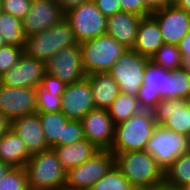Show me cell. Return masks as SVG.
I'll use <instances>...</instances> for the list:
<instances>
[{
  "label": "cell",
  "instance_id": "1",
  "mask_svg": "<svg viewBox=\"0 0 190 190\" xmlns=\"http://www.w3.org/2000/svg\"><path fill=\"white\" fill-rule=\"evenodd\" d=\"M114 164L134 190H152L164 182V170L146 150L118 153Z\"/></svg>",
  "mask_w": 190,
  "mask_h": 190
},
{
  "label": "cell",
  "instance_id": "2",
  "mask_svg": "<svg viewBox=\"0 0 190 190\" xmlns=\"http://www.w3.org/2000/svg\"><path fill=\"white\" fill-rule=\"evenodd\" d=\"M156 127L153 112L141 110L115 125L114 140L109 150L114 155L130 151H143Z\"/></svg>",
  "mask_w": 190,
  "mask_h": 190
},
{
  "label": "cell",
  "instance_id": "3",
  "mask_svg": "<svg viewBox=\"0 0 190 190\" xmlns=\"http://www.w3.org/2000/svg\"><path fill=\"white\" fill-rule=\"evenodd\" d=\"M29 187L38 190H64L67 171L53 148L33 154L25 166Z\"/></svg>",
  "mask_w": 190,
  "mask_h": 190
},
{
  "label": "cell",
  "instance_id": "4",
  "mask_svg": "<svg viewBox=\"0 0 190 190\" xmlns=\"http://www.w3.org/2000/svg\"><path fill=\"white\" fill-rule=\"evenodd\" d=\"M77 43L69 21L64 18L47 30L26 36L24 53L46 62L62 48Z\"/></svg>",
  "mask_w": 190,
  "mask_h": 190
},
{
  "label": "cell",
  "instance_id": "5",
  "mask_svg": "<svg viewBox=\"0 0 190 190\" xmlns=\"http://www.w3.org/2000/svg\"><path fill=\"white\" fill-rule=\"evenodd\" d=\"M80 48L87 75L109 72L119 57L129 49L107 34L80 43Z\"/></svg>",
  "mask_w": 190,
  "mask_h": 190
},
{
  "label": "cell",
  "instance_id": "6",
  "mask_svg": "<svg viewBox=\"0 0 190 190\" xmlns=\"http://www.w3.org/2000/svg\"><path fill=\"white\" fill-rule=\"evenodd\" d=\"M47 80L59 85L79 82L86 78L80 43L65 47L45 62Z\"/></svg>",
  "mask_w": 190,
  "mask_h": 190
},
{
  "label": "cell",
  "instance_id": "7",
  "mask_svg": "<svg viewBox=\"0 0 190 190\" xmlns=\"http://www.w3.org/2000/svg\"><path fill=\"white\" fill-rule=\"evenodd\" d=\"M113 165L114 154L109 149H100L86 162L67 171L64 190H90Z\"/></svg>",
  "mask_w": 190,
  "mask_h": 190
},
{
  "label": "cell",
  "instance_id": "8",
  "mask_svg": "<svg viewBox=\"0 0 190 190\" xmlns=\"http://www.w3.org/2000/svg\"><path fill=\"white\" fill-rule=\"evenodd\" d=\"M65 18L78 43L106 34L107 17L97 9L93 0L69 9L65 12Z\"/></svg>",
  "mask_w": 190,
  "mask_h": 190
},
{
  "label": "cell",
  "instance_id": "9",
  "mask_svg": "<svg viewBox=\"0 0 190 190\" xmlns=\"http://www.w3.org/2000/svg\"><path fill=\"white\" fill-rule=\"evenodd\" d=\"M149 60L150 58L132 49H128L119 57L109 74L117 82L121 92L137 96L143 85L144 72Z\"/></svg>",
  "mask_w": 190,
  "mask_h": 190
},
{
  "label": "cell",
  "instance_id": "10",
  "mask_svg": "<svg viewBox=\"0 0 190 190\" xmlns=\"http://www.w3.org/2000/svg\"><path fill=\"white\" fill-rule=\"evenodd\" d=\"M145 150L153 155L165 171L181 154L190 151V137L157 125Z\"/></svg>",
  "mask_w": 190,
  "mask_h": 190
},
{
  "label": "cell",
  "instance_id": "11",
  "mask_svg": "<svg viewBox=\"0 0 190 190\" xmlns=\"http://www.w3.org/2000/svg\"><path fill=\"white\" fill-rule=\"evenodd\" d=\"M152 112L157 125L190 137V103L188 100L162 98Z\"/></svg>",
  "mask_w": 190,
  "mask_h": 190
},
{
  "label": "cell",
  "instance_id": "12",
  "mask_svg": "<svg viewBox=\"0 0 190 190\" xmlns=\"http://www.w3.org/2000/svg\"><path fill=\"white\" fill-rule=\"evenodd\" d=\"M46 80L45 62L28 57L25 53L9 71L0 76V84L9 87L37 89Z\"/></svg>",
  "mask_w": 190,
  "mask_h": 190
},
{
  "label": "cell",
  "instance_id": "13",
  "mask_svg": "<svg viewBox=\"0 0 190 190\" xmlns=\"http://www.w3.org/2000/svg\"><path fill=\"white\" fill-rule=\"evenodd\" d=\"M95 109L92 90L85 78L79 82L63 85L61 94V112L70 120H82Z\"/></svg>",
  "mask_w": 190,
  "mask_h": 190
},
{
  "label": "cell",
  "instance_id": "14",
  "mask_svg": "<svg viewBox=\"0 0 190 190\" xmlns=\"http://www.w3.org/2000/svg\"><path fill=\"white\" fill-rule=\"evenodd\" d=\"M0 111L10 120L37 113L36 89L0 84Z\"/></svg>",
  "mask_w": 190,
  "mask_h": 190
},
{
  "label": "cell",
  "instance_id": "15",
  "mask_svg": "<svg viewBox=\"0 0 190 190\" xmlns=\"http://www.w3.org/2000/svg\"><path fill=\"white\" fill-rule=\"evenodd\" d=\"M65 18V12L54 0H31L29 12L22 20L25 36L42 32Z\"/></svg>",
  "mask_w": 190,
  "mask_h": 190
},
{
  "label": "cell",
  "instance_id": "16",
  "mask_svg": "<svg viewBox=\"0 0 190 190\" xmlns=\"http://www.w3.org/2000/svg\"><path fill=\"white\" fill-rule=\"evenodd\" d=\"M151 16L160 27L164 44L177 45L190 31V14L175 3L151 13Z\"/></svg>",
  "mask_w": 190,
  "mask_h": 190
},
{
  "label": "cell",
  "instance_id": "17",
  "mask_svg": "<svg viewBox=\"0 0 190 190\" xmlns=\"http://www.w3.org/2000/svg\"><path fill=\"white\" fill-rule=\"evenodd\" d=\"M167 70L149 60L144 72L143 85L137 93L139 107L153 110L158 102L166 99Z\"/></svg>",
  "mask_w": 190,
  "mask_h": 190
},
{
  "label": "cell",
  "instance_id": "18",
  "mask_svg": "<svg viewBox=\"0 0 190 190\" xmlns=\"http://www.w3.org/2000/svg\"><path fill=\"white\" fill-rule=\"evenodd\" d=\"M84 136L99 149H110L115 132L107 109L95 108L90 110L81 120Z\"/></svg>",
  "mask_w": 190,
  "mask_h": 190
},
{
  "label": "cell",
  "instance_id": "19",
  "mask_svg": "<svg viewBox=\"0 0 190 190\" xmlns=\"http://www.w3.org/2000/svg\"><path fill=\"white\" fill-rule=\"evenodd\" d=\"M10 129L20 136L31 155L49 149L38 113L11 120Z\"/></svg>",
  "mask_w": 190,
  "mask_h": 190
},
{
  "label": "cell",
  "instance_id": "20",
  "mask_svg": "<svg viewBox=\"0 0 190 190\" xmlns=\"http://www.w3.org/2000/svg\"><path fill=\"white\" fill-rule=\"evenodd\" d=\"M142 16L124 11L107 17L106 34L132 49L137 38L138 27Z\"/></svg>",
  "mask_w": 190,
  "mask_h": 190
},
{
  "label": "cell",
  "instance_id": "21",
  "mask_svg": "<svg viewBox=\"0 0 190 190\" xmlns=\"http://www.w3.org/2000/svg\"><path fill=\"white\" fill-rule=\"evenodd\" d=\"M163 44L164 41L157 21L151 15L142 17L132 50L150 58Z\"/></svg>",
  "mask_w": 190,
  "mask_h": 190
},
{
  "label": "cell",
  "instance_id": "22",
  "mask_svg": "<svg viewBox=\"0 0 190 190\" xmlns=\"http://www.w3.org/2000/svg\"><path fill=\"white\" fill-rule=\"evenodd\" d=\"M53 150L62 167L68 171L86 162L100 149L94 143L84 138L69 145L54 146Z\"/></svg>",
  "mask_w": 190,
  "mask_h": 190
},
{
  "label": "cell",
  "instance_id": "23",
  "mask_svg": "<svg viewBox=\"0 0 190 190\" xmlns=\"http://www.w3.org/2000/svg\"><path fill=\"white\" fill-rule=\"evenodd\" d=\"M95 108L107 109L120 93L117 82L109 72L88 74Z\"/></svg>",
  "mask_w": 190,
  "mask_h": 190
},
{
  "label": "cell",
  "instance_id": "24",
  "mask_svg": "<svg viewBox=\"0 0 190 190\" xmlns=\"http://www.w3.org/2000/svg\"><path fill=\"white\" fill-rule=\"evenodd\" d=\"M24 141L14 131L9 129L0 138V161L11 167L25 168L31 158Z\"/></svg>",
  "mask_w": 190,
  "mask_h": 190
},
{
  "label": "cell",
  "instance_id": "25",
  "mask_svg": "<svg viewBox=\"0 0 190 190\" xmlns=\"http://www.w3.org/2000/svg\"><path fill=\"white\" fill-rule=\"evenodd\" d=\"M63 85L46 80L36 89L37 113L61 111V94Z\"/></svg>",
  "mask_w": 190,
  "mask_h": 190
},
{
  "label": "cell",
  "instance_id": "26",
  "mask_svg": "<svg viewBox=\"0 0 190 190\" xmlns=\"http://www.w3.org/2000/svg\"><path fill=\"white\" fill-rule=\"evenodd\" d=\"M183 98L190 101V71L184 66L167 70L166 99Z\"/></svg>",
  "mask_w": 190,
  "mask_h": 190
},
{
  "label": "cell",
  "instance_id": "27",
  "mask_svg": "<svg viewBox=\"0 0 190 190\" xmlns=\"http://www.w3.org/2000/svg\"><path fill=\"white\" fill-rule=\"evenodd\" d=\"M164 182L178 188L190 184V151L181 154L165 169Z\"/></svg>",
  "mask_w": 190,
  "mask_h": 190
},
{
  "label": "cell",
  "instance_id": "28",
  "mask_svg": "<svg viewBox=\"0 0 190 190\" xmlns=\"http://www.w3.org/2000/svg\"><path fill=\"white\" fill-rule=\"evenodd\" d=\"M49 148L59 146L62 139L63 126L70 120L61 111L52 113H38Z\"/></svg>",
  "mask_w": 190,
  "mask_h": 190
},
{
  "label": "cell",
  "instance_id": "29",
  "mask_svg": "<svg viewBox=\"0 0 190 190\" xmlns=\"http://www.w3.org/2000/svg\"><path fill=\"white\" fill-rule=\"evenodd\" d=\"M107 110L113 123L116 125L139 113L142 109L139 107L136 96L120 91L118 97Z\"/></svg>",
  "mask_w": 190,
  "mask_h": 190
},
{
  "label": "cell",
  "instance_id": "30",
  "mask_svg": "<svg viewBox=\"0 0 190 190\" xmlns=\"http://www.w3.org/2000/svg\"><path fill=\"white\" fill-rule=\"evenodd\" d=\"M0 33L6 45L25 47L26 36L21 19L2 13L0 15Z\"/></svg>",
  "mask_w": 190,
  "mask_h": 190
},
{
  "label": "cell",
  "instance_id": "31",
  "mask_svg": "<svg viewBox=\"0 0 190 190\" xmlns=\"http://www.w3.org/2000/svg\"><path fill=\"white\" fill-rule=\"evenodd\" d=\"M150 61L166 70H175L184 66V59L177 45L163 44L151 57Z\"/></svg>",
  "mask_w": 190,
  "mask_h": 190
},
{
  "label": "cell",
  "instance_id": "32",
  "mask_svg": "<svg viewBox=\"0 0 190 190\" xmlns=\"http://www.w3.org/2000/svg\"><path fill=\"white\" fill-rule=\"evenodd\" d=\"M90 190H134L127 178L114 164Z\"/></svg>",
  "mask_w": 190,
  "mask_h": 190
},
{
  "label": "cell",
  "instance_id": "33",
  "mask_svg": "<svg viewBox=\"0 0 190 190\" xmlns=\"http://www.w3.org/2000/svg\"><path fill=\"white\" fill-rule=\"evenodd\" d=\"M29 187L26 169L12 167L0 180V190H26Z\"/></svg>",
  "mask_w": 190,
  "mask_h": 190
},
{
  "label": "cell",
  "instance_id": "34",
  "mask_svg": "<svg viewBox=\"0 0 190 190\" xmlns=\"http://www.w3.org/2000/svg\"><path fill=\"white\" fill-rule=\"evenodd\" d=\"M24 54V47L5 45L0 48V76L9 71Z\"/></svg>",
  "mask_w": 190,
  "mask_h": 190
},
{
  "label": "cell",
  "instance_id": "35",
  "mask_svg": "<svg viewBox=\"0 0 190 190\" xmlns=\"http://www.w3.org/2000/svg\"><path fill=\"white\" fill-rule=\"evenodd\" d=\"M84 131L80 120H69L63 126L62 139H59V146L69 145L84 139Z\"/></svg>",
  "mask_w": 190,
  "mask_h": 190
},
{
  "label": "cell",
  "instance_id": "36",
  "mask_svg": "<svg viewBox=\"0 0 190 190\" xmlns=\"http://www.w3.org/2000/svg\"><path fill=\"white\" fill-rule=\"evenodd\" d=\"M3 13L23 20L29 12L31 0H1Z\"/></svg>",
  "mask_w": 190,
  "mask_h": 190
},
{
  "label": "cell",
  "instance_id": "37",
  "mask_svg": "<svg viewBox=\"0 0 190 190\" xmlns=\"http://www.w3.org/2000/svg\"><path fill=\"white\" fill-rule=\"evenodd\" d=\"M121 11L147 17L151 12L144 6L143 0H119Z\"/></svg>",
  "mask_w": 190,
  "mask_h": 190
},
{
  "label": "cell",
  "instance_id": "38",
  "mask_svg": "<svg viewBox=\"0 0 190 190\" xmlns=\"http://www.w3.org/2000/svg\"><path fill=\"white\" fill-rule=\"evenodd\" d=\"M97 9L106 17L121 12L119 0H93Z\"/></svg>",
  "mask_w": 190,
  "mask_h": 190
},
{
  "label": "cell",
  "instance_id": "39",
  "mask_svg": "<svg viewBox=\"0 0 190 190\" xmlns=\"http://www.w3.org/2000/svg\"><path fill=\"white\" fill-rule=\"evenodd\" d=\"M144 6L151 12L161 10L173 3V0H143Z\"/></svg>",
  "mask_w": 190,
  "mask_h": 190
},
{
  "label": "cell",
  "instance_id": "40",
  "mask_svg": "<svg viewBox=\"0 0 190 190\" xmlns=\"http://www.w3.org/2000/svg\"><path fill=\"white\" fill-rule=\"evenodd\" d=\"M177 47L184 60L190 56V31L177 44Z\"/></svg>",
  "mask_w": 190,
  "mask_h": 190
},
{
  "label": "cell",
  "instance_id": "41",
  "mask_svg": "<svg viewBox=\"0 0 190 190\" xmlns=\"http://www.w3.org/2000/svg\"><path fill=\"white\" fill-rule=\"evenodd\" d=\"M64 12L79 6L82 3L88 2L89 0H54Z\"/></svg>",
  "mask_w": 190,
  "mask_h": 190
},
{
  "label": "cell",
  "instance_id": "42",
  "mask_svg": "<svg viewBox=\"0 0 190 190\" xmlns=\"http://www.w3.org/2000/svg\"><path fill=\"white\" fill-rule=\"evenodd\" d=\"M11 120L0 111V138L10 129Z\"/></svg>",
  "mask_w": 190,
  "mask_h": 190
},
{
  "label": "cell",
  "instance_id": "43",
  "mask_svg": "<svg viewBox=\"0 0 190 190\" xmlns=\"http://www.w3.org/2000/svg\"><path fill=\"white\" fill-rule=\"evenodd\" d=\"M173 3L190 14V0H173Z\"/></svg>",
  "mask_w": 190,
  "mask_h": 190
},
{
  "label": "cell",
  "instance_id": "44",
  "mask_svg": "<svg viewBox=\"0 0 190 190\" xmlns=\"http://www.w3.org/2000/svg\"><path fill=\"white\" fill-rule=\"evenodd\" d=\"M152 190H183L182 188L173 187L168 185L167 183L163 182L155 186Z\"/></svg>",
  "mask_w": 190,
  "mask_h": 190
},
{
  "label": "cell",
  "instance_id": "45",
  "mask_svg": "<svg viewBox=\"0 0 190 190\" xmlns=\"http://www.w3.org/2000/svg\"><path fill=\"white\" fill-rule=\"evenodd\" d=\"M12 167L8 164H5L0 161V180L6 175V173L11 169Z\"/></svg>",
  "mask_w": 190,
  "mask_h": 190
},
{
  "label": "cell",
  "instance_id": "46",
  "mask_svg": "<svg viewBox=\"0 0 190 190\" xmlns=\"http://www.w3.org/2000/svg\"><path fill=\"white\" fill-rule=\"evenodd\" d=\"M184 67L190 71V56L184 60Z\"/></svg>",
  "mask_w": 190,
  "mask_h": 190
},
{
  "label": "cell",
  "instance_id": "47",
  "mask_svg": "<svg viewBox=\"0 0 190 190\" xmlns=\"http://www.w3.org/2000/svg\"><path fill=\"white\" fill-rule=\"evenodd\" d=\"M6 44H5V42H4V40H3V37H2V35H1V33H0V48L1 47H3V46H5Z\"/></svg>",
  "mask_w": 190,
  "mask_h": 190
},
{
  "label": "cell",
  "instance_id": "48",
  "mask_svg": "<svg viewBox=\"0 0 190 190\" xmlns=\"http://www.w3.org/2000/svg\"><path fill=\"white\" fill-rule=\"evenodd\" d=\"M182 189H183V190H190V184L184 186Z\"/></svg>",
  "mask_w": 190,
  "mask_h": 190
},
{
  "label": "cell",
  "instance_id": "49",
  "mask_svg": "<svg viewBox=\"0 0 190 190\" xmlns=\"http://www.w3.org/2000/svg\"><path fill=\"white\" fill-rule=\"evenodd\" d=\"M3 13V9H2V2L0 0V15Z\"/></svg>",
  "mask_w": 190,
  "mask_h": 190
},
{
  "label": "cell",
  "instance_id": "50",
  "mask_svg": "<svg viewBox=\"0 0 190 190\" xmlns=\"http://www.w3.org/2000/svg\"><path fill=\"white\" fill-rule=\"evenodd\" d=\"M26 190H38V189H35V188H32V187H28Z\"/></svg>",
  "mask_w": 190,
  "mask_h": 190
}]
</instances>
